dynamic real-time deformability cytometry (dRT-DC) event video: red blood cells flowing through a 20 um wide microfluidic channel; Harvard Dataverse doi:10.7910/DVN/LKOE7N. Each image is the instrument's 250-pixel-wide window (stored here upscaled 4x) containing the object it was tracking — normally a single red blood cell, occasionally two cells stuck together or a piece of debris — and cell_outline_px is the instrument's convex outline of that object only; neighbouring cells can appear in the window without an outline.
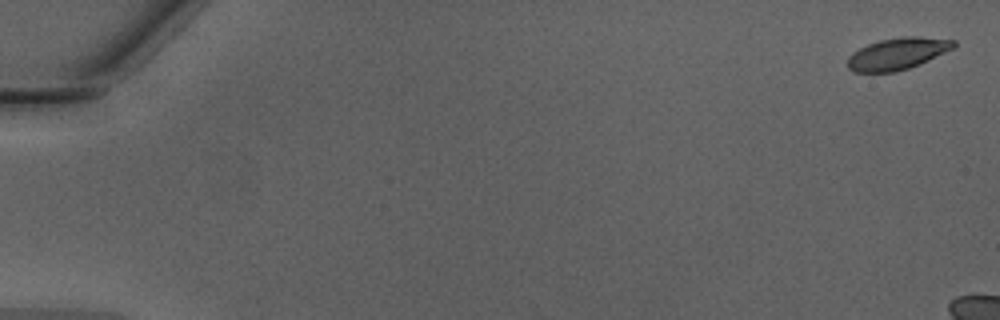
{"species": "Egyptian fruit bat (a non-hibernating species)", "species_latin": "Rousettus aegyptiacus", "temperature_condition": "warm", "stored_images_in_passage": 9, "camera_frame_rate_fps": 3000, "um_per_image_px": 0.085, "animal": {"sex": "male"}, "frame": {"image": 1, "passage_image": 1, "time_ms": 0.0, "image_size_px": [1000, 320], "cell_outline_px": [[956, 44], [952, 48], [920, 64], [896, 72], [852, 72], [848, 68], [848, 56], [852, 52], [868, 44], [880, 40], [904, 36], [916, 36], [956, 40]], "centroid_in_image_um": [76.25, 4.57], "position_along_channel_um": 8.7, "area_um2": 19.54}}